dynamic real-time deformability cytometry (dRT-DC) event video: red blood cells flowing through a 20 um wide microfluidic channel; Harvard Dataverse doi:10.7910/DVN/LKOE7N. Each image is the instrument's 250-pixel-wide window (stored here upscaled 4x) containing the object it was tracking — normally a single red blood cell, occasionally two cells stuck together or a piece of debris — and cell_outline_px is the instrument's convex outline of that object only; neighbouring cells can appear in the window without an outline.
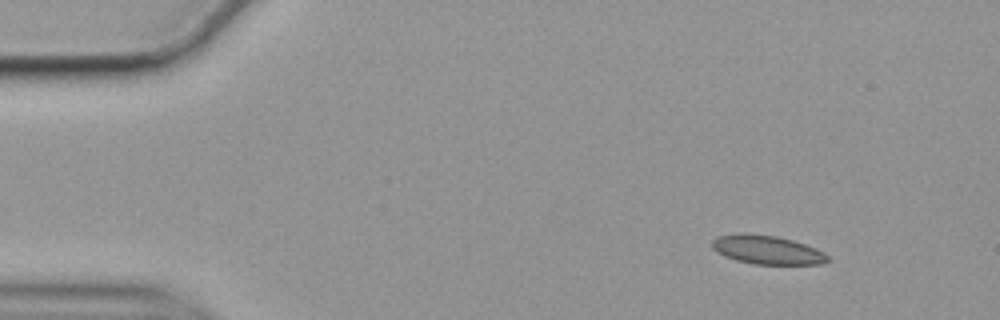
{"species": "common noctule bat (a hibernating species)", "species_latin": "Nyctalus noctula", "temperature_condition": "cold", "stored_images_in_passage": 52, "camera_frame_rate_fps": 3000, "um_per_image_px": 0.085, "animal": {"sex": "female", "body_mass_g": 19.9}, "frame": {"image": 1, "passage_image": 1, "time_ms": 0.0, "image_size_px": [1000, 320], "cell_outline_px": [[828, 260], [820, 264], [752, 264], [736, 260], [724, 256], [716, 252], [712, 248], [712, 240], [716, 236], [740, 232], [744, 232], [776, 236], [792, 240], [816, 248], [824, 252], [828, 256]], "centroid_in_image_um": [65.14, 21.22], "position_along_channel_um": 19.9, "area_um2": 19.54}}
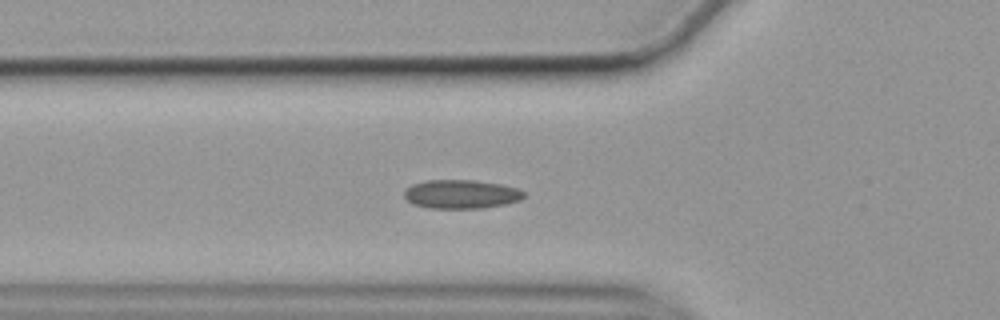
{"frame": {"image": 2, "passage_image": 14, "time_ms": 4.333, "image_size_px": [1000, 320], "cell_outline_px": [[524, 196], [520, 200], [504, 204], [480, 208], [428, 208], [412, 204], [404, 196], [404, 192], [412, 184], [428, 180], [476, 180], [500, 184], [516, 188], [524, 192]], "centroid_in_image_um": [39.18, 16.5], "position_along_channel_um": 86.6, "area_um2": 19.94}}
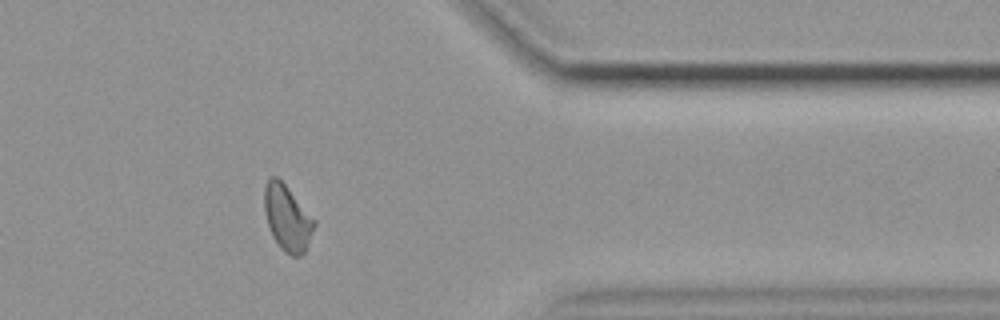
{"frame": {"image": 3, "passage_image": 41, "time_ms": 13.333, "image_size_px": [1000, 320], "cell_outline_px": [[316, 224], [304, 252], [300, 256], [292, 256], [284, 252], [280, 248], [272, 236], [268, 224], [264, 208], [264, 188], [268, 180], [272, 176], [276, 176], [284, 184], [316, 220]], "centroid_in_image_um": [24.42, 18.54], "position_along_channel_um": 387.0, "area_um2": 18.9}, "authors_computed_cell_mechanics": {"area_um2": 18.8428, "velocity_mm_per_s": 3.5165, "shape_relaxation_time_tau1_ms": null, "shape_relaxation_time_tau2_ms": 2.075, "deformation_change_tau1": null, "deformation_change_tau2": 0.0785}}